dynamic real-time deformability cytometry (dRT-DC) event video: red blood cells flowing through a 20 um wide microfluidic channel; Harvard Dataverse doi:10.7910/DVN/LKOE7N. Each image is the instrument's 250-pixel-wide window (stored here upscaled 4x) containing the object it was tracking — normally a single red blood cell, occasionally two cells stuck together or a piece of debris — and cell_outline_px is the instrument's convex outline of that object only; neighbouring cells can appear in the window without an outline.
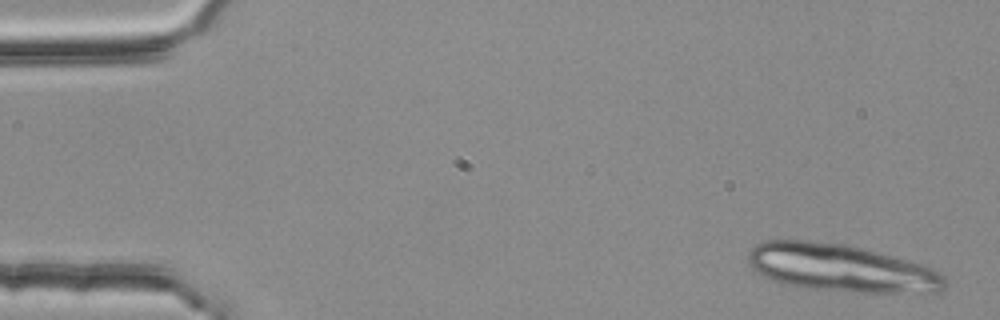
{"species": "common noctule bat (a hibernating species)", "species_latin": "Nyctalus noctula", "temperature_condition": "room temperature", "stored_images_in_passage": 5, "segment_of_instrument_passage": [2, 2], "camera_frame_rate_fps": 3000, "um_per_image_px": 0.085, "animal": {"sex": "female", "body_mass_g": 25.1}, "frame": {"image": 1, "passage_image": 5, "time_ms": 1.333, "image_size_px": [1000, 320], "cell_outline_px": [[944, 288], [940, 292], [860, 292], [812, 288], [788, 284], [772, 280], [756, 272], [748, 264], [748, 252], [756, 244], [764, 240], [804, 240], [848, 244], [864, 248], [908, 260], [932, 268], [944, 276]], "centroid_in_image_um": [71.46, 22.76], "position_along_channel_um": 13.5, "area_um2": 54.16}}